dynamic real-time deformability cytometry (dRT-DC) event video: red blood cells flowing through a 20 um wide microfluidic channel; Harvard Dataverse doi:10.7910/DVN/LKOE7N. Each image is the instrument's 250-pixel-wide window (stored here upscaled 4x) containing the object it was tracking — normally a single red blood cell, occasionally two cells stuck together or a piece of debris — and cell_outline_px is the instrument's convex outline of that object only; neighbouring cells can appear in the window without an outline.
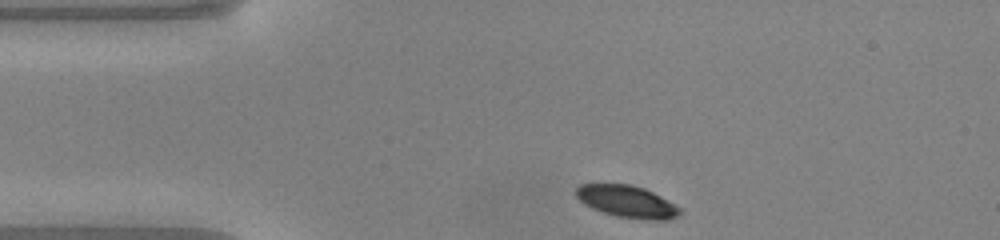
{"species": "common noctule bat (a hibernating species)", "species_latin": "Nyctalus noctula", "temperature_condition": "warm", "stored_images_in_passage": 41, "camera_frame_rate_fps": 3000, "um_per_image_px": 0.085, "animal": {"sex": "male", "body_mass_g": 20.0, "forearm_length_mm": 53.3}, "frame": {"image": 1, "passage_image": 1, "time_ms": 0.0, "image_size_px": [1000, 240], "cell_outline_px": [[680, 216], [668, 220], [648, 220], [616, 216], [592, 208], [584, 204], [576, 196], [576, 188], [580, 184], [632, 184], [644, 188], [660, 196], [680, 208]], "centroid_in_image_um": [53.3, 17.13], "position_along_channel_um": 31.7, "area_um2": 19.31}}
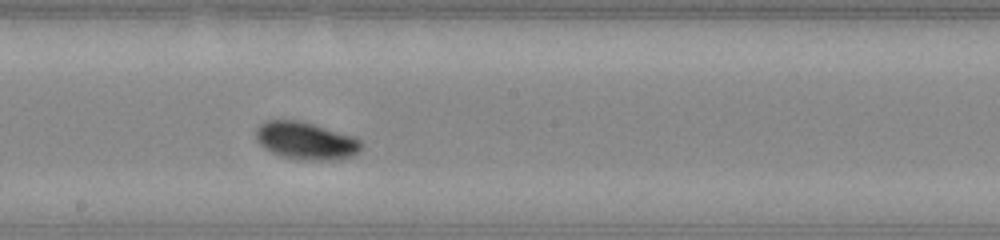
{"frame": {"image": 2, "passage_image": 18, "time_ms": 5.667, "image_size_px": [1000, 240], "cell_outline_px": [[360, 152], [356, 156], [340, 160], [304, 160], [284, 156], [272, 152], [264, 148], [256, 140], [256, 128], [260, 124], [268, 120], [300, 120], [352, 136], [360, 140]], "centroid_in_image_um": [26.01, 11.97], "position_along_channel_um": 222.2, "area_um2": 23.0}}
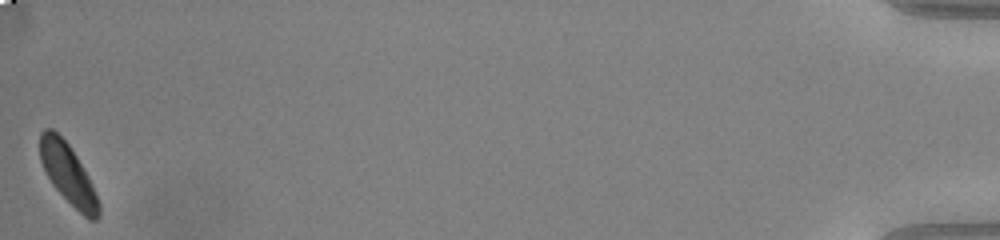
{"frame": {"image": 3, "passage_image": 41, "time_ms": 13.333, "image_size_px": [1000, 240], "cell_outline_px": [[100, 216], [96, 220], [88, 220], [52, 184], [40, 160], [40, 132], [44, 128], [52, 128], [68, 144], [76, 156], [88, 176], [92, 184], [100, 204]], "centroid_in_image_um": [5.79, 14.79], "position_along_channel_um": 429.4, "area_um2": 20.11}, "authors_computed_cell_mechanics": {"area_um2": 21.097, "velocity_mm_per_s": 4.0494, "shape_relaxation_time_tau1_ms": 2.0871, "shape_relaxation_time_tau2_ms": null, "deformation_change_tau1": 0.1286, "deformation_change_tau2": null}}